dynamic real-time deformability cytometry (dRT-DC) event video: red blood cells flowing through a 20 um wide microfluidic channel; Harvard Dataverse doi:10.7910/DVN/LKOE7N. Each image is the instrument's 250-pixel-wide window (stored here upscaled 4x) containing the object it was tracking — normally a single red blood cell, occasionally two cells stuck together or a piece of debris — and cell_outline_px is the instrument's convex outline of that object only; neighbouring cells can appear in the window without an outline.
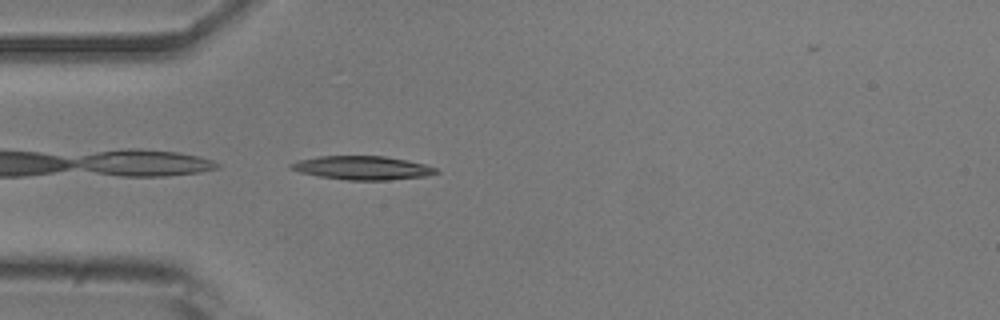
{"species": "common noctule bat (a hibernating species)", "species_latin": "Nyctalus noctula", "temperature_condition": "room temperature", "stored_images_in_passage": 34, "camera_frame_rate_fps": 3000, "um_per_image_px": 0.085, "animal": {"sex": "male", "body_mass_g": 20.5, "forearm_length_mm": 52.5}, "frame": {"image": 1, "passage_image": 1, "time_ms": 0.0, "image_size_px": [1000, 320], "cell_outline_px": [[440, 172], [428, 176], [388, 180], [348, 180], [320, 176], [300, 172], [288, 168], [288, 164], [296, 160], [320, 156], [384, 156], [408, 160], [424, 164], [436, 168]], "centroid_in_image_um": [30.8, 14.26], "position_along_channel_um": 54.2, "area_um2": 20.11}}
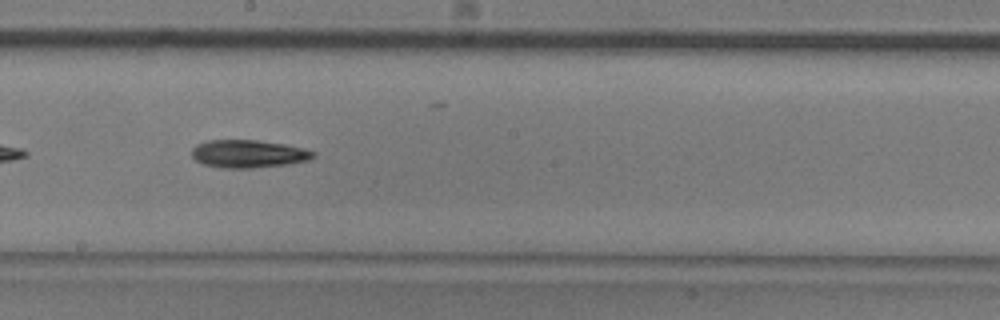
{"frame": {"image": 2, "passage_image": 15, "time_ms": 4.667, "image_size_px": [1000, 320], "cell_outline_px": [[316, 156], [308, 160], [288, 164], [252, 168], [220, 168], [204, 164], [196, 160], [192, 156], [192, 148], [196, 144], [208, 140], [256, 140], [284, 144], [304, 148], [316, 152]], "centroid_in_image_um": [21.11, 13.07], "position_along_channel_um": 227.1, "area_um2": 19.77}}
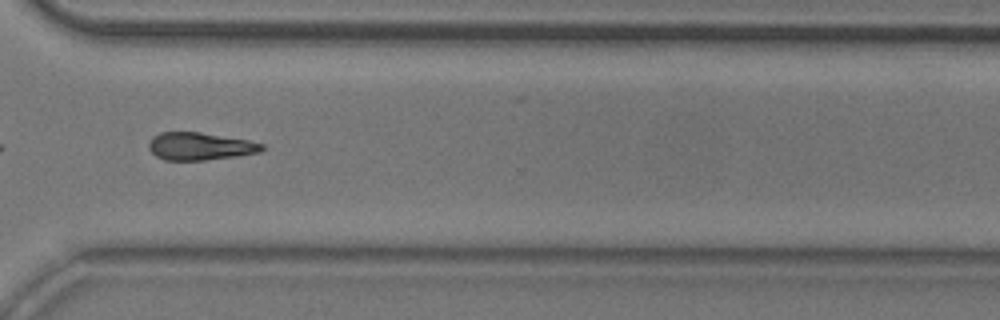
{"frame": {"image": 3, "passage_image": 25, "time_ms": 8.0, "image_size_px": [1000, 320], "cell_outline_px": [[264, 148], [260, 152], [236, 156], [204, 160], [164, 160], [156, 156], [148, 148], [148, 144], [152, 136], [160, 132], [200, 132], [248, 140], [264, 144]], "centroid_in_image_um": [16.97, 12.43], "position_along_channel_um": 353.6, "area_um2": 18.21}, "authors_computed_cell_mechanics": {"area_um2": 18.7272, "velocity_mm_per_s": 3.8024, "shape_relaxation_time_tau1_ms": 3.3851, "shape_relaxation_time_tau2_ms": null, "deformation_change_tau1": 0.1364, "deformation_change_tau2": null}}